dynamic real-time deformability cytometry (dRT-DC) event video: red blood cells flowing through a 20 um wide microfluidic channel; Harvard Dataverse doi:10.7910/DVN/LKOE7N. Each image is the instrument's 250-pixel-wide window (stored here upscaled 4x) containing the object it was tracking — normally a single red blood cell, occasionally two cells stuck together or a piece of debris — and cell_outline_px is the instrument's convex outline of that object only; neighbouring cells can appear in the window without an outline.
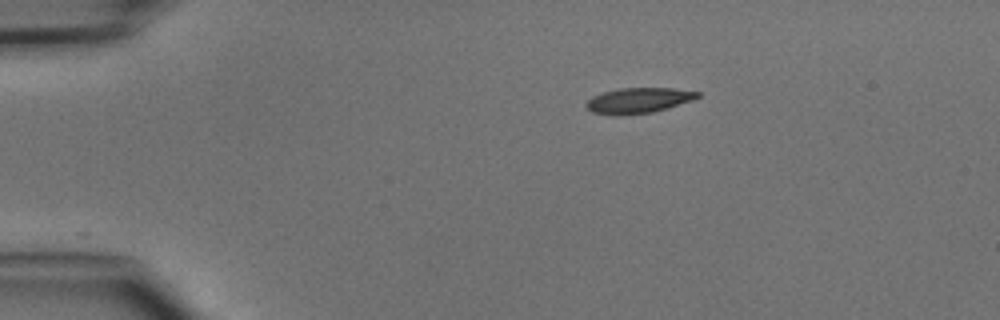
{"species": "common noctule bat (a hibernating species)", "species_latin": "Nyctalus noctula", "temperature_condition": "cold", "stored_images_in_passage": 19, "camera_frame_rate_fps": 3000, "um_per_image_px": 0.085, "animal": {"sex": "male", "body_mass_g": 15.6}, "frame": {"image": 1, "passage_image": 1, "time_ms": 0.0, "image_size_px": [1000, 320], "cell_outline_px": [[700, 96], [692, 100], [652, 112], [616, 116], [612, 116], [592, 112], [584, 104], [592, 96], [604, 92], [620, 88], [672, 88], [700, 92]], "centroid_in_image_um": [54.22, 8.54], "position_along_channel_um": 30.8, "area_um2": 16.42}}
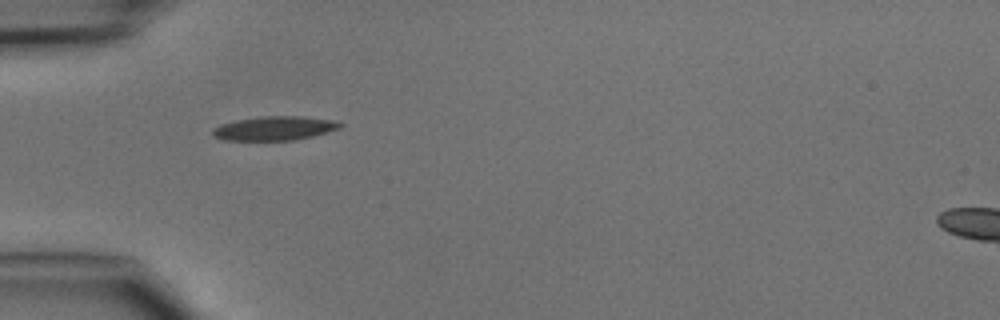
{"frame": {"image": 2, "passage_image": 7, "time_ms": 2.0, "image_size_px": [1000, 320], "cell_outline_px": [[344, 124], [340, 128], [312, 136], [292, 140], [224, 140], [212, 136], [212, 128], [220, 124], [236, 120], [260, 116], [300, 116], [332, 120]], "centroid_in_image_um": [23.28, 10.9], "position_along_channel_um": 61.7, "area_um2": 17.8}}
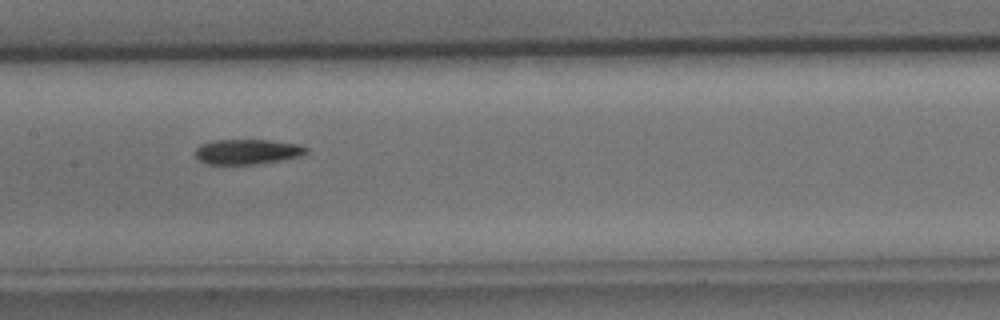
{"frame": {"image": 3, "passage_image": 16, "time_ms": 5.0, "image_size_px": [1000, 320], "cell_outline_px": [[308, 152], [300, 156], [280, 160], [256, 164], [208, 164], [200, 160], [196, 156], [196, 148], [200, 144], [212, 140], [268, 140], [300, 144], [308, 148]], "centroid_in_image_um": [21.03, 12.88], "position_along_channel_um": 186.4, "area_um2": 16.18}}